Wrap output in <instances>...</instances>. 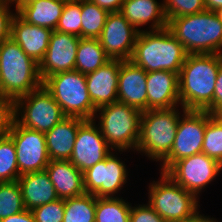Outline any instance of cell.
Segmentation results:
<instances>
[{"mask_svg": "<svg viewBox=\"0 0 222 222\" xmlns=\"http://www.w3.org/2000/svg\"><path fill=\"white\" fill-rule=\"evenodd\" d=\"M15 14L6 0H0V44L11 36V24Z\"/></svg>", "mask_w": 222, "mask_h": 222, "instance_id": "74e56055", "label": "cell"}, {"mask_svg": "<svg viewBox=\"0 0 222 222\" xmlns=\"http://www.w3.org/2000/svg\"><path fill=\"white\" fill-rule=\"evenodd\" d=\"M80 37L54 30L48 49L39 63V73L44 81L48 76L75 70V61Z\"/></svg>", "mask_w": 222, "mask_h": 222, "instance_id": "2e32d148", "label": "cell"}, {"mask_svg": "<svg viewBox=\"0 0 222 222\" xmlns=\"http://www.w3.org/2000/svg\"><path fill=\"white\" fill-rule=\"evenodd\" d=\"M216 14L218 15L220 21L222 22V8L216 11Z\"/></svg>", "mask_w": 222, "mask_h": 222, "instance_id": "f6af8a7d", "label": "cell"}, {"mask_svg": "<svg viewBox=\"0 0 222 222\" xmlns=\"http://www.w3.org/2000/svg\"><path fill=\"white\" fill-rule=\"evenodd\" d=\"M64 207L63 222H95L96 197L93 194L66 198Z\"/></svg>", "mask_w": 222, "mask_h": 222, "instance_id": "83f0119b", "label": "cell"}, {"mask_svg": "<svg viewBox=\"0 0 222 222\" xmlns=\"http://www.w3.org/2000/svg\"><path fill=\"white\" fill-rule=\"evenodd\" d=\"M84 119L77 117L63 118L45 134V141L50 160H69L77 136L79 125Z\"/></svg>", "mask_w": 222, "mask_h": 222, "instance_id": "603a6c76", "label": "cell"}, {"mask_svg": "<svg viewBox=\"0 0 222 222\" xmlns=\"http://www.w3.org/2000/svg\"><path fill=\"white\" fill-rule=\"evenodd\" d=\"M60 199L85 194L83 172L69 160H50L45 168Z\"/></svg>", "mask_w": 222, "mask_h": 222, "instance_id": "44dd1931", "label": "cell"}, {"mask_svg": "<svg viewBox=\"0 0 222 222\" xmlns=\"http://www.w3.org/2000/svg\"><path fill=\"white\" fill-rule=\"evenodd\" d=\"M188 53L166 27L140 31L130 61L146 72L165 70L180 74Z\"/></svg>", "mask_w": 222, "mask_h": 222, "instance_id": "7a4b0ae2", "label": "cell"}, {"mask_svg": "<svg viewBox=\"0 0 222 222\" xmlns=\"http://www.w3.org/2000/svg\"><path fill=\"white\" fill-rule=\"evenodd\" d=\"M65 117L43 84L15 100V121L24 128L46 133Z\"/></svg>", "mask_w": 222, "mask_h": 222, "instance_id": "9c48e42d", "label": "cell"}, {"mask_svg": "<svg viewBox=\"0 0 222 222\" xmlns=\"http://www.w3.org/2000/svg\"><path fill=\"white\" fill-rule=\"evenodd\" d=\"M24 210L18 181L0 183V220Z\"/></svg>", "mask_w": 222, "mask_h": 222, "instance_id": "1f68e13d", "label": "cell"}, {"mask_svg": "<svg viewBox=\"0 0 222 222\" xmlns=\"http://www.w3.org/2000/svg\"><path fill=\"white\" fill-rule=\"evenodd\" d=\"M109 12L90 0H81V38H98Z\"/></svg>", "mask_w": 222, "mask_h": 222, "instance_id": "f1b7e54d", "label": "cell"}, {"mask_svg": "<svg viewBox=\"0 0 222 222\" xmlns=\"http://www.w3.org/2000/svg\"><path fill=\"white\" fill-rule=\"evenodd\" d=\"M36 222H63L64 199H58L31 210Z\"/></svg>", "mask_w": 222, "mask_h": 222, "instance_id": "e575fe53", "label": "cell"}, {"mask_svg": "<svg viewBox=\"0 0 222 222\" xmlns=\"http://www.w3.org/2000/svg\"><path fill=\"white\" fill-rule=\"evenodd\" d=\"M206 10L216 12L222 8V0H204Z\"/></svg>", "mask_w": 222, "mask_h": 222, "instance_id": "7bdbcfd3", "label": "cell"}, {"mask_svg": "<svg viewBox=\"0 0 222 222\" xmlns=\"http://www.w3.org/2000/svg\"><path fill=\"white\" fill-rule=\"evenodd\" d=\"M8 135L15 144L20 175L45 170L50 158L43 132L24 128L14 121Z\"/></svg>", "mask_w": 222, "mask_h": 222, "instance_id": "4fadbf2b", "label": "cell"}, {"mask_svg": "<svg viewBox=\"0 0 222 222\" xmlns=\"http://www.w3.org/2000/svg\"><path fill=\"white\" fill-rule=\"evenodd\" d=\"M199 213L200 212H198L192 218L184 220V221H181V222H218L213 217L211 218L210 216H204V214H199Z\"/></svg>", "mask_w": 222, "mask_h": 222, "instance_id": "b9f144b4", "label": "cell"}, {"mask_svg": "<svg viewBox=\"0 0 222 222\" xmlns=\"http://www.w3.org/2000/svg\"><path fill=\"white\" fill-rule=\"evenodd\" d=\"M44 87L61 107L65 116L84 120L94 119V107L87 90L85 74L79 71H67L48 76Z\"/></svg>", "mask_w": 222, "mask_h": 222, "instance_id": "ba28073f", "label": "cell"}, {"mask_svg": "<svg viewBox=\"0 0 222 222\" xmlns=\"http://www.w3.org/2000/svg\"><path fill=\"white\" fill-rule=\"evenodd\" d=\"M100 8L107 10L109 13L120 12L124 0H90Z\"/></svg>", "mask_w": 222, "mask_h": 222, "instance_id": "ab89813d", "label": "cell"}, {"mask_svg": "<svg viewBox=\"0 0 222 222\" xmlns=\"http://www.w3.org/2000/svg\"><path fill=\"white\" fill-rule=\"evenodd\" d=\"M110 153L105 159L83 172L84 189L87 194L95 197H118L127 183L128 170L124 161Z\"/></svg>", "mask_w": 222, "mask_h": 222, "instance_id": "7c38bea8", "label": "cell"}, {"mask_svg": "<svg viewBox=\"0 0 222 222\" xmlns=\"http://www.w3.org/2000/svg\"><path fill=\"white\" fill-rule=\"evenodd\" d=\"M147 110L181 107L179 74L159 70L147 72Z\"/></svg>", "mask_w": 222, "mask_h": 222, "instance_id": "ac0fdd59", "label": "cell"}, {"mask_svg": "<svg viewBox=\"0 0 222 222\" xmlns=\"http://www.w3.org/2000/svg\"><path fill=\"white\" fill-rule=\"evenodd\" d=\"M121 59H111L97 70L85 74L87 90L97 109L118 101V76Z\"/></svg>", "mask_w": 222, "mask_h": 222, "instance_id": "e0dca14e", "label": "cell"}, {"mask_svg": "<svg viewBox=\"0 0 222 222\" xmlns=\"http://www.w3.org/2000/svg\"><path fill=\"white\" fill-rule=\"evenodd\" d=\"M68 0H35L25 5L17 14L28 24L55 30Z\"/></svg>", "mask_w": 222, "mask_h": 222, "instance_id": "d4e9b609", "label": "cell"}, {"mask_svg": "<svg viewBox=\"0 0 222 222\" xmlns=\"http://www.w3.org/2000/svg\"><path fill=\"white\" fill-rule=\"evenodd\" d=\"M179 118L176 136L170 153L160 162L161 172H166L176 161L202 153L207 111L186 110Z\"/></svg>", "mask_w": 222, "mask_h": 222, "instance_id": "30bf717a", "label": "cell"}, {"mask_svg": "<svg viewBox=\"0 0 222 222\" xmlns=\"http://www.w3.org/2000/svg\"><path fill=\"white\" fill-rule=\"evenodd\" d=\"M32 1L35 0H6V2L8 3V5L15 4V12L17 13L20 9H22L25 5L31 3ZM12 3V4H11Z\"/></svg>", "mask_w": 222, "mask_h": 222, "instance_id": "ee69618b", "label": "cell"}, {"mask_svg": "<svg viewBox=\"0 0 222 222\" xmlns=\"http://www.w3.org/2000/svg\"><path fill=\"white\" fill-rule=\"evenodd\" d=\"M17 181L26 210L59 199L46 170L23 174Z\"/></svg>", "mask_w": 222, "mask_h": 222, "instance_id": "cb8c5ba5", "label": "cell"}, {"mask_svg": "<svg viewBox=\"0 0 222 222\" xmlns=\"http://www.w3.org/2000/svg\"><path fill=\"white\" fill-rule=\"evenodd\" d=\"M135 206H131L130 222H166L148 204Z\"/></svg>", "mask_w": 222, "mask_h": 222, "instance_id": "8d00e7d4", "label": "cell"}, {"mask_svg": "<svg viewBox=\"0 0 222 222\" xmlns=\"http://www.w3.org/2000/svg\"><path fill=\"white\" fill-rule=\"evenodd\" d=\"M167 28L188 54H222V22L214 11L172 18Z\"/></svg>", "mask_w": 222, "mask_h": 222, "instance_id": "3957f363", "label": "cell"}, {"mask_svg": "<svg viewBox=\"0 0 222 222\" xmlns=\"http://www.w3.org/2000/svg\"><path fill=\"white\" fill-rule=\"evenodd\" d=\"M96 119L84 120L78 128L69 161L81 172L105 159L113 149L102 136Z\"/></svg>", "mask_w": 222, "mask_h": 222, "instance_id": "5bb4252c", "label": "cell"}, {"mask_svg": "<svg viewBox=\"0 0 222 222\" xmlns=\"http://www.w3.org/2000/svg\"><path fill=\"white\" fill-rule=\"evenodd\" d=\"M162 3L167 21L206 10L204 0H163Z\"/></svg>", "mask_w": 222, "mask_h": 222, "instance_id": "836d02e7", "label": "cell"}, {"mask_svg": "<svg viewBox=\"0 0 222 222\" xmlns=\"http://www.w3.org/2000/svg\"><path fill=\"white\" fill-rule=\"evenodd\" d=\"M0 222H36L31 210H24L0 220Z\"/></svg>", "mask_w": 222, "mask_h": 222, "instance_id": "60d3db41", "label": "cell"}, {"mask_svg": "<svg viewBox=\"0 0 222 222\" xmlns=\"http://www.w3.org/2000/svg\"><path fill=\"white\" fill-rule=\"evenodd\" d=\"M111 58L106 54L98 38H80L75 70L87 74L105 65Z\"/></svg>", "mask_w": 222, "mask_h": 222, "instance_id": "484cf974", "label": "cell"}, {"mask_svg": "<svg viewBox=\"0 0 222 222\" xmlns=\"http://www.w3.org/2000/svg\"><path fill=\"white\" fill-rule=\"evenodd\" d=\"M202 153L222 164V115H213L207 111Z\"/></svg>", "mask_w": 222, "mask_h": 222, "instance_id": "f546056e", "label": "cell"}, {"mask_svg": "<svg viewBox=\"0 0 222 222\" xmlns=\"http://www.w3.org/2000/svg\"><path fill=\"white\" fill-rule=\"evenodd\" d=\"M15 121V100L0 95V137L8 135Z\"/></svg>", "mask_w": 222, "mask_h": 222, "instance_id": "d590c367", "label": "cell"}, {"mask_svg": "<svg viewBox=\"0 0 222 222\" xmlns=\"http://www.w3.org/2000/svg\"><path fill=\"white\" fill-rule=\"evenodd\" d=\"M120 13L139 32L141 26L150 23V30H160L167 27L163 3L157 0H124Z\"/></svg>", "mask_w": 222, "mask_h": 222, "instance_id": "7402d4cb", "label": "cell"}, {"mask_svg": "<svg viewBox=\"0 0 222 222\" xmlns=\"http://www.w3.org/2000/svg\"><path fill=\"white\" fill-rule=\"evenodd\" d=\"M20 176L14 141L9 135L2 136L0 137V183L17 181Z\"/></svg>", "mask_w": 222, "mask_h": 222, "instance_id": "4dcf8cb0", "label": "cell"}, {"mask_svg": "<svg viewBox=\"0 0 222 222\" xmlns=\"http://www.w3.org/2000/svg\"><path fill=\"white\" fill-rule=\"evenodd\" d=\"M39 64L9 38L0 44V93L16 100L39 88Z\"/></svg>", "mask_w": 222, "mask_h": 222, "instance_id": "277c9868", "label": "cell"}, {"mask_svg": "<svg viewBox=\"0 0 222 222\" xmlns=\"http://www.w3.org/2000/svg\"><path fill=\"white\" fill-rule=\"evenodd\" d=\"M147 72L130 60H121L118 76V101L139 111H147Z\"/></svg>", "mask_w": 222, "mask_h": 222, "instance_id": "d6986e66", "label": "cell"}, {"mask_svg": "<svg viewBox=\"0 0 222 222\" xmlns=\"http://www.w3.org/2000/svg\"><path fill=\"white\" fill-rule=\"evenodd\" d=\"M139 31L120 13H109L98 37L111 59L130 60Z\"/></svg>", "mask_w": 222, "mask_h": 222, "instance_id": "9a60e30c", "label": "cell"}, {"mask_svg": "<svg viewBox=\"0 0 222 222\" xmlns=\"http://www.w3.org/2000/svg\"><path fill=\"white\" fill-rule=\"evenodd\" d=\"M222 54H188L179 74L180 105L213 114V94Z\"/></svg>", "mask_w": 222, "mask_h": 222, "instance_id": "6da1fadb", "label": "cell"}, {"mask_svg": "<svg viewBox=\"0 0 222 222\" xmlns=\"http://www.w3.org/2000/svg\"><path fill=\"white\" fill-rule=\"evenodd\" d=\"M213 115H222V62L217 74L213 94Z\"/></svg>", "mask_w": 222, "mask_h": 222, "instance_id": "f35d334b", "label": "cell"}, {"mask_svg": "<svg viewBox=\"0 0 222 222\" xmlns=\"http://www.w3.org/2000/svg\"><path fill=\"white\" fill-rule=\"evenodd\" d=\"M52 32L49 28L28 24L16 13L11 24L10 38L39 64L48 49Z\"/></svg>", "mask_w": 222, "mask_h": 222, "instance_id": "ffe728a7", "label": "cell"}, {"mask_svg": "<svg viewBox=\"0 0 222 222\" xmlns=\"http://www.w3.org/2000/svg\"><path fill=\"white\" fill-rule=\"evenodd\" d=\"M81 20V0H68L55 30L81 38Z\"/></svg>", "mask_w": 222, "mask_h": 222, "instance_id": "d6a6232c", "label": "cell"}, {"mask_svg": "<svg viewBox=\"0 0 222 222\" xmlns=\"http://www.w3.org/2000/svg\"><path fill=\"white\" fill-rule=\"evenodd\" d=\"M131 206L120 197H96L95 222H130Z\"/></svg>", "mask_w": 222, "mask_h": 222, "instance_id": "4316f807", "label": "cell"}, {"mask_svg": "<svg viewBox=\"0 0 222 222\" xmlns=\"http://www.w3.org/2000/svg\"><path fill=\"white\" fill-rule=\"evenodd\" d=\"M222 164L205 153H198L176 161L165 173L186 191L198 198L203 189L218 177Z\"/></svg>", "mask_w": 222, "mask_h": 222, "instance_id": "8fae6325", "label": "cell"}, {"mask_svg": "<svg viewBox=\"0 0 222 222\" xmlns=\"http://www.w3.org/2000/svg\"><path fill=\"white\" fill-rule=\"evenodd\" d=\"M176 108L142 112L137 152L156 162L162 161L170 153L182 115Z\"/></svg>", "mask_w": 222, "mask_h": 222, "instance_id": "8992f818", "label": "cell"}, {"mask_svg": "<svg viewBox=\"0 0 222 222\" xmlns=\"http://www.w3.org/2000/svg\"><path fill=\"white\" fill-rule=\"evenodd\" d=\"M141 114L138 109L116 101L97 108L94 119L98 118V126L108 145L123 154L137 148Z\"/></svg>", "mask_w": 222, "mask_h": 222, "instance_id": "5b68a950", "label": "cell"}, {"mask_svg": "<svg viewBox=\"0 0 222 222\" xmlns=\"http://www.w3.org/2000/svg\"><path fill=\"white\" fill-rule=\"evenodd\" d=\"M148 188L147 204L166 222H181L200 212L199 198L165 172H161L160 180L152 181Z\"/></svg>", "mask_w": 222, "mask_h": 222, "instance_id": "52a82bcc", "label": "cell"}]
</instances>
